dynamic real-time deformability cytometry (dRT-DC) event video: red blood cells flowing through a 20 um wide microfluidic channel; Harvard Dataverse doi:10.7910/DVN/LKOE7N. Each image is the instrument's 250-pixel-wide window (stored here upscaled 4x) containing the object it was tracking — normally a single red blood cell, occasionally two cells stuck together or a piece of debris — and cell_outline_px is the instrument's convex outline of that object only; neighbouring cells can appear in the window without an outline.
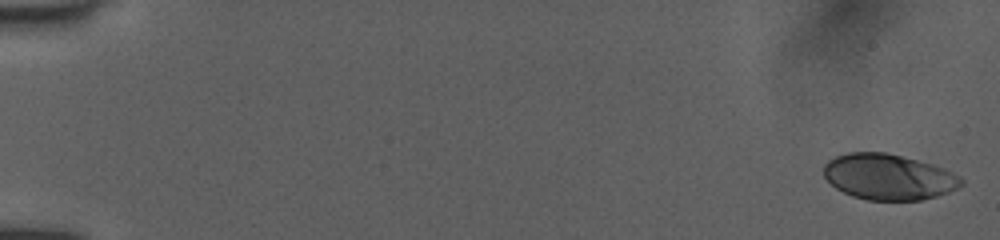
{"species": "human", "species_latin": "Homo sapiens", "temperature_condition": "room temperature", "stored_images_in_passage": 18, "camera_frame_rate_fps": 3000, "um_per_image_px": 0.085, "donor": {"sex": "female"}, "frame": {"image": 1, "passage_image": 1, "time_ms": 0.0, "image_size_px": [1000, 240], "cell_outline_px": [[964, 184], [948, 192], [936, 196], [920, 200], [868, 200], [852, 196], [836, 188], [824, 176], [824, 164], [828, 160], [836, 156], [848, 152], [884, 152], [932, 164], [944, 168], [960, 176], [964, 180]], "centroid_in_image_um": [75.53, 15.03], "position_along_channel_um": 9.5, "area_um2": 36.53}}
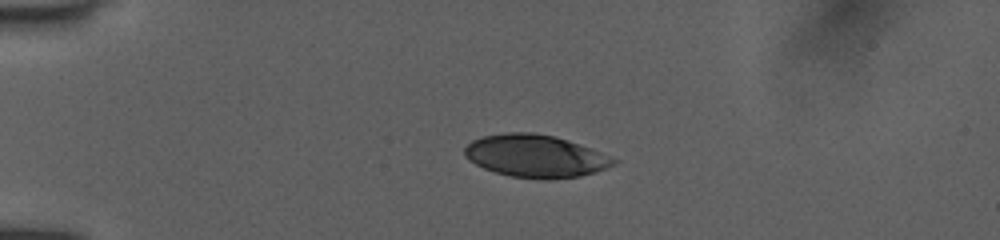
{"frame": {"image": 2, "passage_image": 11, "time_ms": 4.0, "image_size_px": [1000, 240], "cell_outline_px": [[620, 160], [616, 164], [608, 168], [596, 172], [580, 176], [548, 180], [512, 176], [496, 172], [484, 168], [476, 164], [464, 156], [464, 148], [472, 140], [484, 136], [504, 132], [532, 132], [556, 136], [568, 140], [600, 152]], "centroid_in_image_um": [45.54, 13.26], "position_along_channel_um": 39.5, "area_um2": 37.05}}
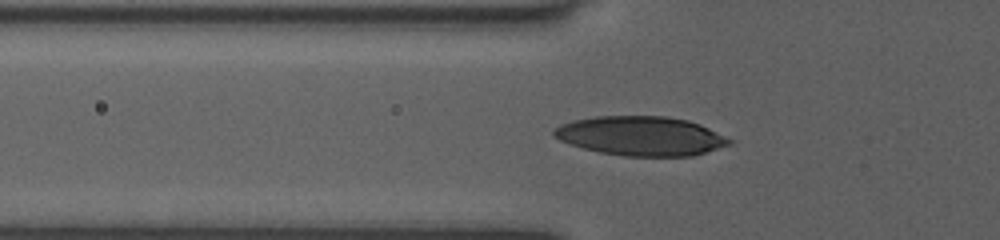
{"frame": {"image": 3, "passage_image": 16, "time_ms": 6.0, "image_size_px": [1000, 240], "cell_outline_px": [[732, 144], [692, 156], [624, 156], [600, 152], [584, 148], [560, 140], [552, 136], [552, 132], [560, 124], [572, 120], [596, 116], [664, 116], [688, 120], [700, 124], [732, 140]], "centroid_in_image_um": [54.46, 11.55], "position_along_channel_um": 71.3, "area_um2": 40.0}}